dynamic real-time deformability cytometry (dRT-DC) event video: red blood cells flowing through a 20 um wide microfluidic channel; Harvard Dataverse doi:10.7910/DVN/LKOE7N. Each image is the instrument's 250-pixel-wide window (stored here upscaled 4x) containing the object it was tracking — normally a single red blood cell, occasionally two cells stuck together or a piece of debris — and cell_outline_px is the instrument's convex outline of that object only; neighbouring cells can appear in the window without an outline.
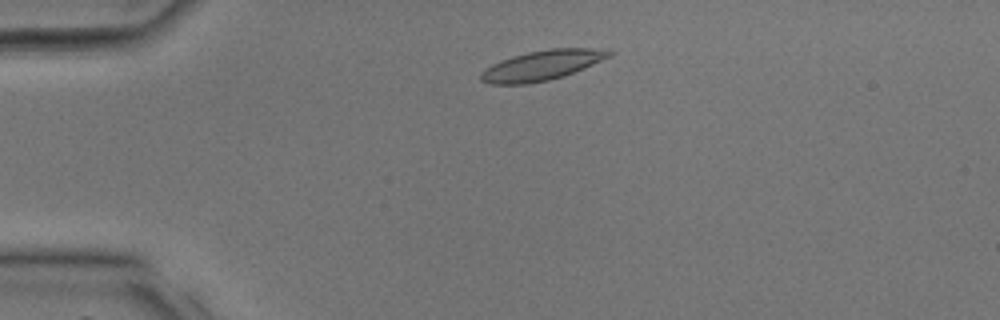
{"species": "common noctule bat (a hibernating species)", "species_latin": "Nyctalus noctula", "temperature_condition": "room temperature", "stored_images_in_passage": 32, "camera_frame_rate_fps": 3000, "um_per_image_px": 0.085, "animal": {"sex": "male", "body_mass_g": 17.9, "forearm_length_mm": 54.2}, "frame": {"image": 1, "passage_image": 4, "time_ms": 1.0, "image_size_px": [1000, 320], "cell_outline_px": [[616, 52], [612, 56], [584, 68], [564, 76], [548, 80], [528, 84], [488, 84], [480, 80], [480, 72], [484, 68], [500, 60], [512, 56], [528, 52], [552, 48], [588, 48]], "centroid_in_image_um": [46.03, 5.56], "position_along_channel_um": 39.0, "area_um2": 22.43}}
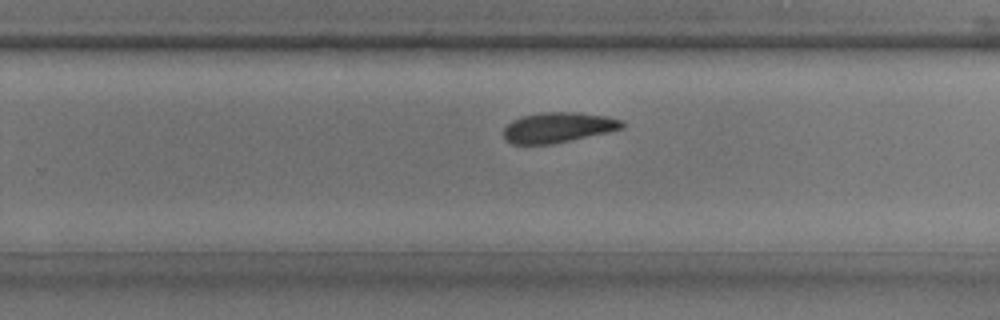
{"frame": {"image": 2, "passage_image": 19, "time_ms": 6.0, "image_size_px": [1000, 320], "cell_outline_px": [[624, 128], [608, 132], [552, 144], [512, 144], [504, 140], [504, 128], [512, 120], [520, 116], [540, 112], [580, 112], [608, 116], [624, 120]], "centroid_in_image_um": [47.44, 10.82], "position_along_channel_um": 282.4, "area_um2": 21.15}}
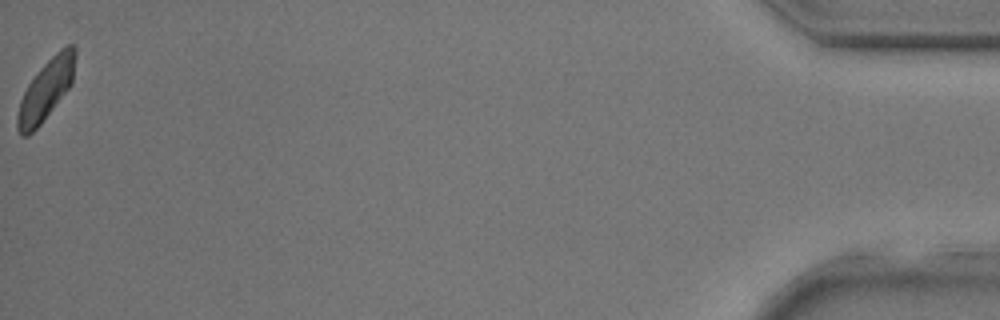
{"frame": {"image": 3, "passage_image": 32, "time_ms": 10.333, "image_size_px": [1000, 320], "cell_outline_px": [[76, 56], [72, 84], [40, 124], [28, 136], [20, 136], [16, 128], [16, 116], [20, 100], [28, 84], [40, 68], [60, 48], [68, 44], [72, 44], [76, 48]], "centroid_in_image_um": [3.9, 7.63], "position_along_channel_um": 431.3, "area_um2": 20.35}}